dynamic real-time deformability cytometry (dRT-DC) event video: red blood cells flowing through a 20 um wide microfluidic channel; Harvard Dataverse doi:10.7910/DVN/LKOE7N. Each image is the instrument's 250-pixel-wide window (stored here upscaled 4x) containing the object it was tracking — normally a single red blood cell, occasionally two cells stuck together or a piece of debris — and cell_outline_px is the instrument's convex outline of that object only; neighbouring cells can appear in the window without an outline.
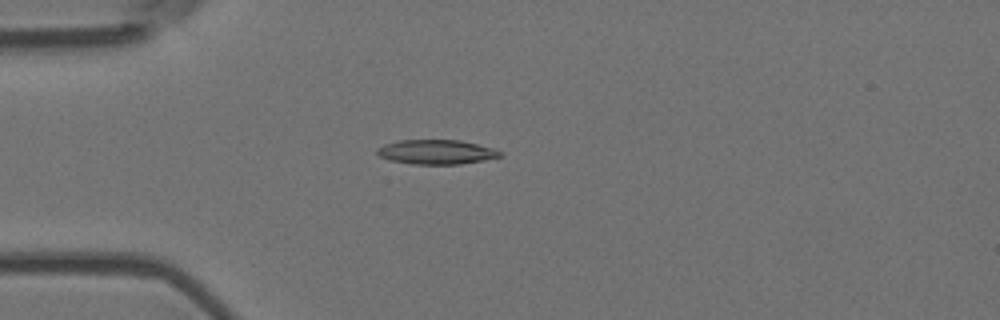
{"species": "Egyptian fruit bat (a non-hibernating species)", "species_latin": "Rousettus aegyptiacus", "temperature_condition": "room temperature", "stored_images_in_passage": 3, "camera_frame_rate_fps": 3000, "um_per_image_px": 0.085, "animal": {"sex": "female"}, "frame": {"image": 1, "passage_image": 2, "time_ms": 0.333, "image_size_px": [1000, 320], "cell_outline_px": [[500, 156], [460, 164], [412, 164], [388, 160], [380, 156], [376, 152], [376, 148], [384, 144], [400, 140], [460, 140], [492, 148], [500, 152]], "centroid_in_image_um": [37.0, 12.91], "position_along_channel_um": 48.0, "area_um2": 17.28}}